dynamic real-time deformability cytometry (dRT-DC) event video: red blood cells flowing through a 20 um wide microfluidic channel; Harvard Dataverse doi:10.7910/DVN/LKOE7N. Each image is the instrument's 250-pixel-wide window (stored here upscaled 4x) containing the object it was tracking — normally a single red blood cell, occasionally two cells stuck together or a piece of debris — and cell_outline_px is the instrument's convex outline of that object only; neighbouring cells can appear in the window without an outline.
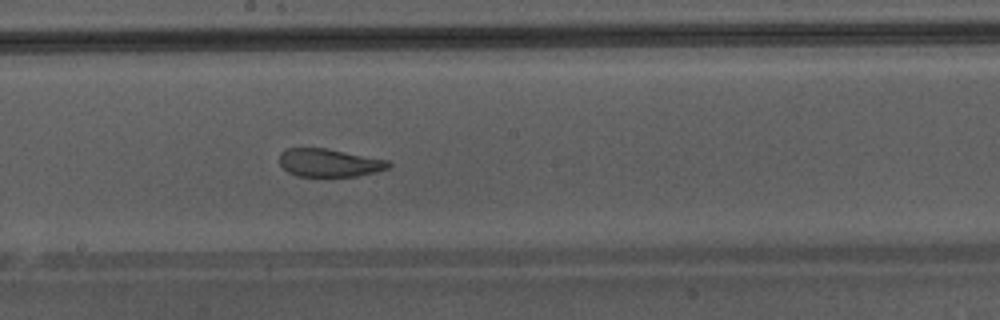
{"species": "Egyptian fruit bat (a non-hibernating species)", "species_latin": "Rousettus aegyptiacus", "temperature_condition": "warm", "stored_images_in_passage": 50, "camera_frame_rate_fps": 3000, "um_per_image_px": 0.085, "animal": {"sex": "male"}, "frame": {"image": 1, "passage_image": 29, "time_ms": 9.333, "image_size_px": [1000, 320], "cell_outline_px": [[392, 164], [388, 168], [376, 172], [356, 176], [324, 180], [296, 176], [288, 172], [280, 164], [280, 152], [288, 148], [324, 148], [392, 160]], "centroid_in_image_um": [28.01, 13.89], "position_along_channel_um": 220.2, "area_um2": 18.79}}